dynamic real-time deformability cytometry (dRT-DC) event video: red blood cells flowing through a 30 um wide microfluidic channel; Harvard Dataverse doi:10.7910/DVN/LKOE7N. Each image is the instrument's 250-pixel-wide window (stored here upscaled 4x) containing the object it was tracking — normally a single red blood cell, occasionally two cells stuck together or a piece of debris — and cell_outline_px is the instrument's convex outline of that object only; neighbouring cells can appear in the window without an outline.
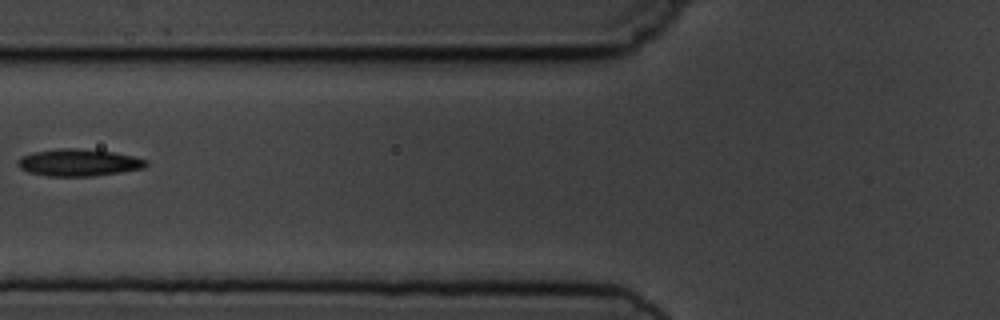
{"species": "common noctule bat (a hibernating species)", "species_latin": "Nyctalus noctula", "temperature_condition": "cold", "stored_images_in_passage": 3, "camera_frame_rate_fps": 3000, "um_per_image_px": 0.085, "animal": {"sex": "male", "body_mass_g": 19.5, "forearm_length_mm": 54.6}, "frame": {"image": 1, "passage_image": 3, "time_ms": 2.333, "image_size_px": [1000, 320], "cell_outline_px": [[148, 164], [144, 168], [96, 176], [48, 176], [28, 172], [20, 168], [16, 164], [16, 160], [20, 156], [32, 152], [60, 148], [80, 148], [112, 152], [132, 156], [148, 160]], "centroid_in_image_um": [6.65, 13.81], "position_along_channel_um": 119.2, "area_um2": 20.4}}